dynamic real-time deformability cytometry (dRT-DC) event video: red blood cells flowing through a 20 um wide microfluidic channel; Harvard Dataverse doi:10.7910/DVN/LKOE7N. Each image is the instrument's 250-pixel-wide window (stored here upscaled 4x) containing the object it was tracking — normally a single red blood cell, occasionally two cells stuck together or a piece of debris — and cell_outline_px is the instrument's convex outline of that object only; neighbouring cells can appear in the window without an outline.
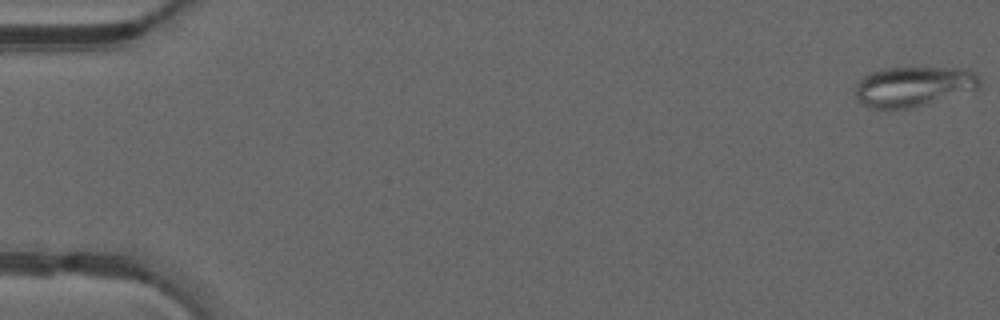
{"species": "common noctule bat (a hibernating species)", "species_latin": "Nyctalus noctula", "temperature_condition": "warm", "stored_images_in_passage": 16, "camera_frame_rate_fps": 3000, "um_per_image_px": 0.085, "animal": {"sex": "male", "forearm_length_mm": 52.5}, "frame": {"image": 1, "passage_image": 1, "time_ms": 0.0, "image_size_px": [1000, 320], "cell_outline_px": [[980, 88], [924, 104], [908, 108], [868, 108], [856, 96], [856, 84], [864, 76], [872, 72], [884, 68], [968, 68], [980, 76]], "centroid_in_image_um": [77.67, 7.33], "position_along_channel_um": 7.3, "area_um2": 28.67}}